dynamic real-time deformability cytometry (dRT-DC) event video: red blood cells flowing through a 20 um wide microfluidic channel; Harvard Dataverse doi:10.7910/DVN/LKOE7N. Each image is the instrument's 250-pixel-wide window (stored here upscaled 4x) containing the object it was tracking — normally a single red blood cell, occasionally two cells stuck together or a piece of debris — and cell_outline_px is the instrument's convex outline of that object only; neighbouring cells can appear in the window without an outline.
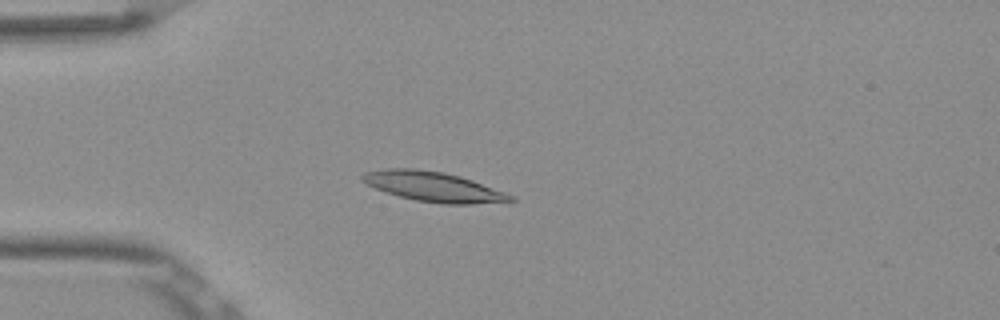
{"species": "Egyptian fruit bat (a non-hibernating species)", "species_latin": "Rousettus aegyptiacus", "temperature_condition": "room temperature", "stored_images_in_passage": 53, "camera_frame_rate_fps": 3000, "um_per_image_px": 0.085, "frame": {"image": 1, "passage_image": 15, "time_ms": 4.667, "image_size_px": [1000, 320], "cell_outline_px": [[516, 200], [508, 204], [440, 204], [416, 200], [400, 196], [376, 188], [360, 180], [360, 176], [364, 172], [388, 168], [412, 168], [444, 172], [460, 176], [472, 180], [516, 196]], "centroid_in_image_um": [36.96, 15.89], "position_along_channel_um": 48.0, "area_um2": 26.13}}
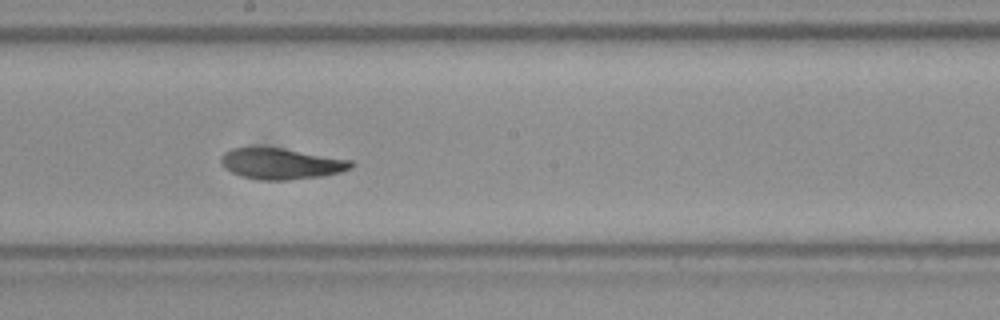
{"frame": {"image": 2, "passage_image": 30, "time_ms": 9.667, "image_size_px": [1000, 320], "cell_outline_px": [[356, 164], [352, 168], [340, 172], [320, 176], [288, 180], [260, 180], [240, 176], [224, 168], [220, 164], [220, 156], [224, 152], [232, 148], [284, 148], [352, 160]], "centroid_in_image_um": [23.89, 13.92], "position_along_channel_um": 224.3, "area_um2": 23.58}}
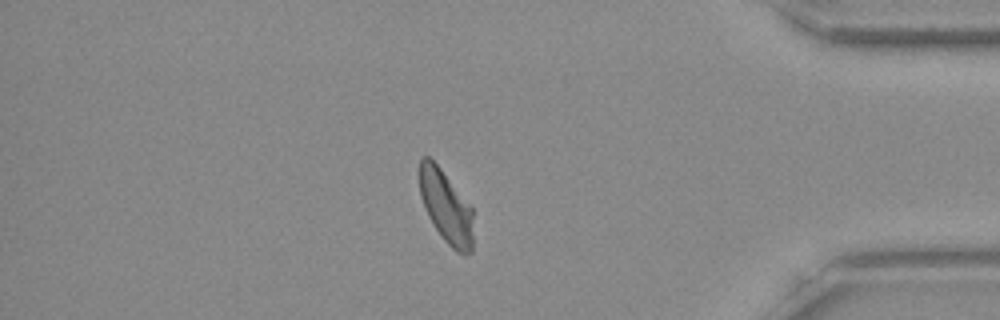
{"frame": {"image": 3, "passage_image": 46, "time_ms": 15.0, "image_size_px": [1000, 320], "cell_outline_px": [[472, 252], [464, 256], [456, 252], [444, 240], [432, 224], [424, 208], [420, 196], [420, 160], [424, 156], [428, 156], [440, 168], [472, 208]], "centroid_in_image_um": [37.91, 17.63], "position_along_channel_um": 397.3, "area_um2": 22.54}, "authors_computed_cell_mechanics": {"area_um2": 23.8714, "velocity_mm_per_s": 3.8448, "shape_relaxation_time_tau1_ms": 7.4795, "shape_relaxation_time_tau2_ms": 4.352, "deformation_change_tau1": 0.1933, "deformation_change_tau2": 0.0869}}